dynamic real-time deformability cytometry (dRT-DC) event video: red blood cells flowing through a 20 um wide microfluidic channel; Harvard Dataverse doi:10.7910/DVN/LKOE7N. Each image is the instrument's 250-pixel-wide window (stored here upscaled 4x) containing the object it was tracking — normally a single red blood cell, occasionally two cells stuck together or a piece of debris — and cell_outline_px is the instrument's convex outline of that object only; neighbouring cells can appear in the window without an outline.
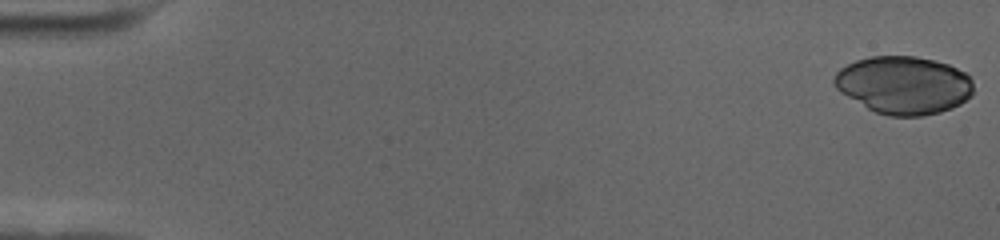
{"species": "human", "species_latin": "Homo sapiens", "temperature_condition": "cold", "stored_images_in_passage": 14, "camera_frame_rate_fps": 3000, "um_per_image_px": 0.085, "donor": {"sex": "female"}, "frame": {"image": 1, "passage_image": 1, "time_ms": 0.0, "image_size_px": [1000, 240], "cell_outline_px": [[972, 96], [960, 104], [952, 108], [940, 112], [920, 116], [888, 116], [876, 112], [868, 108], [840, 92], [836, 88], [832, 80], [836, 72], [840, 68], [856, 60], [872, 56], [916, 56], [948, 64], [964, 72], [972, 80]], "centroid_in_image_um": [76.81, 7.23], "position_along_channel_um": 8.2, "area_um2": 46.88}}